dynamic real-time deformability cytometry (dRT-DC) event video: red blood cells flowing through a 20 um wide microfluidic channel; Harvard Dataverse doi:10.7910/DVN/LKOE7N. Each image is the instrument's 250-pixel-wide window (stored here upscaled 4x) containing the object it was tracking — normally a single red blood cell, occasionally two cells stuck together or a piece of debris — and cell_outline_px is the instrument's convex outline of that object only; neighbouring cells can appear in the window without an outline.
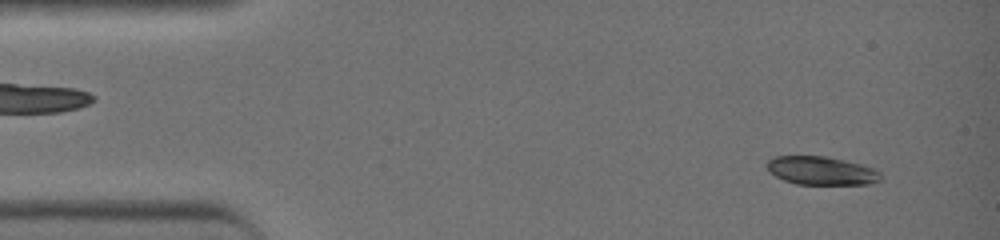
{"species": "common noctule bat (a hibernating species)", "species_latin": "Nyctalus noctula", "temperature_condition": "warm", "stored_images_in_passage": 42, "camera_frame_rate_fps": 3000, "um_per_image_px": 0.085, "animal": {"sex": "female", "body_mass_g": 19.0, "forearm_length_mm": 51.5}, "frame": {"image": 1, "passage_image": 3, "time_ms": 0.667, "image_size_px": [1000, 240], "cell_outline_px": [[880, 180], [868, 184], [796, 184], [784, 180], [768, 172], [768, 160], [772, 156], [824, 156], [844, 160], [860, 164], [872, 168], [880, 172]], "centroid_in_image_um": [69.78, 14.5], "position_along_channel_um": 15.2, "area_um2": 18.67}}
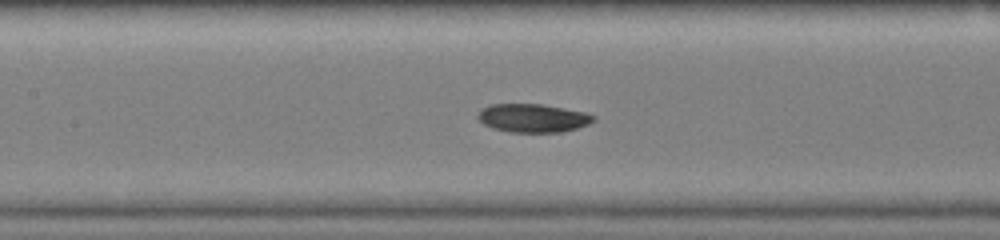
{"frame": {"image": 2, "passage_image": 19, "time_ms": 6.0, "image_size_px": [1000, 240], "cell_outline_px": [[596, 120], [588, 124], [564, 132], [508, 132], [492, 128], [484, 124], [476, 116], [476, 112], [480, 108], [488, 104], [544, 104], [588, 112], [596, 116]], "centroid_in_image_um": [45.29, 10.02], "position_along_channel_um": 162.1, "area_um2": 19.59}}
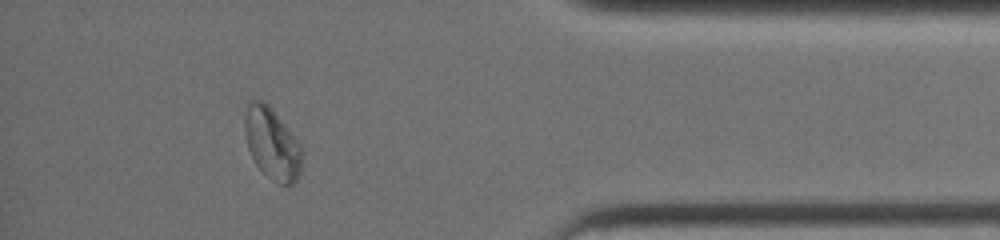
{"frame": {"image": 3, "passage_image": 37, "time_ms": 12.0, "image_size_px": [1000, 240], "cell_outline_px": [[300, 172], [296, 180], [288, 188], [276, 184], [256, 164], [248, 148], [244, 132], [244, 104], [248, 100], [264, 100], [268, 104], [300, 144]], "centroid_in_image_um": [23.07, 12.19], "position_along_channel_um": 412.1, "area_um2": 23.93}, "authors_computed_cell_mechanics": {"area_um2": 19.652, "velocity_mm_per_s": 4.5497, "shape_relaxation_time_tau1_ms": 3.706, "shape_relaxation_time_tau2_ms": 2.5277, "deformation_change_tau1": 0.164, "deformation_change_tau2": 0.046}}